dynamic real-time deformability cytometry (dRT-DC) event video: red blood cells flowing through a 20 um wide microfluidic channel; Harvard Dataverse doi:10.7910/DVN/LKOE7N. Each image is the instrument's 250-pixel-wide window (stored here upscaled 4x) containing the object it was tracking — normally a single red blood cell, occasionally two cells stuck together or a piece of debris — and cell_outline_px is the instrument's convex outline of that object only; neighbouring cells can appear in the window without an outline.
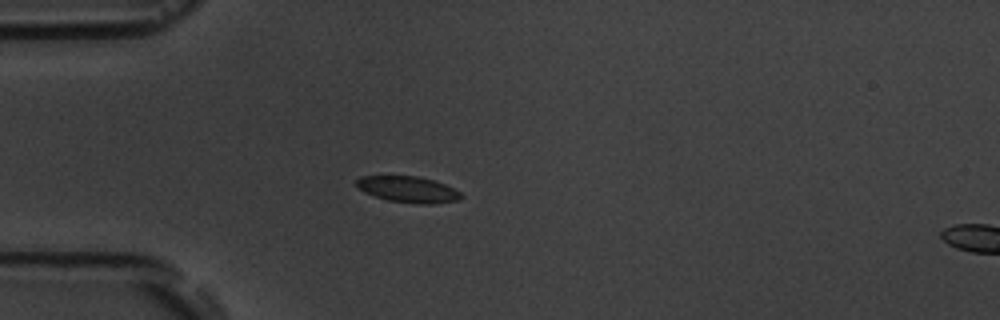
{"species": "common noctule bat (a hibernating species)", "species_latin": "Nyctalus noctula", "temperature_condition": "room temperature", "stored_images_in_passage": 2, "camera_frame_rate_fps": 3000, "um_per_image_px": 0.085, "animal": {"sex": "male", "body_mass_g": 19.5, "forearm_length_mm": 54.6}, "frame": {"image": 1, "passage_image": 1, "time_ms": 0.0, "image_size_px": [1000, 320], "cell_outline_px": [[464, 196], [460, 200], [432, 204], [416, 204], [388, 200], [364, 192], [356, 188], [356, 180], [360, 176], [416, 176], [432, 180], [444, 184], [460, 192]], "centroid_in_image_um": [34.68, 16.1], "position_along_channel_um": 50.3, "area_um2": 15.95}}